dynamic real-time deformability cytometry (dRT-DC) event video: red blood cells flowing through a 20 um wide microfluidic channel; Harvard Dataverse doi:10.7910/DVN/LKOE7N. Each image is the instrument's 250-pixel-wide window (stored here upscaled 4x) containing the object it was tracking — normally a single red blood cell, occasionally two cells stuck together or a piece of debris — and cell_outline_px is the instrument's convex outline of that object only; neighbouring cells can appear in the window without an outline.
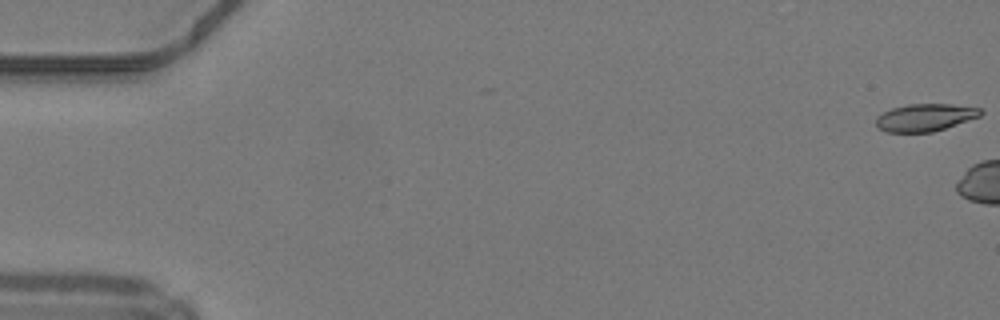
{"species": "common noctule bat (a hibernating species)", "species_latin": "Nyctalus noctula", "temperature_condition": "warm", "stored_images_in_passage": 5, "camera_frame_rate_fps": 3000, "um_per_image_px": 0.085, "animal": {"sex": "male", "body_mass_g": 19.2, "forearm_length_mm": 51.8}, "frame": {"image": 1, "passage_image": 1, "time_ms": 0.0, "image_size_px": [1000, 320], "cell_outline_px": [[984, 112], [980, 116], [932, 132], [884, 132], [876, 128], [876, 116], [892, 108], [908, 104], [952, 104], [980, 108]], "centroid_in_image_um": [78.59, 9.98], "position_along_channel_um": 6.4, "area_um2": 16.7}}